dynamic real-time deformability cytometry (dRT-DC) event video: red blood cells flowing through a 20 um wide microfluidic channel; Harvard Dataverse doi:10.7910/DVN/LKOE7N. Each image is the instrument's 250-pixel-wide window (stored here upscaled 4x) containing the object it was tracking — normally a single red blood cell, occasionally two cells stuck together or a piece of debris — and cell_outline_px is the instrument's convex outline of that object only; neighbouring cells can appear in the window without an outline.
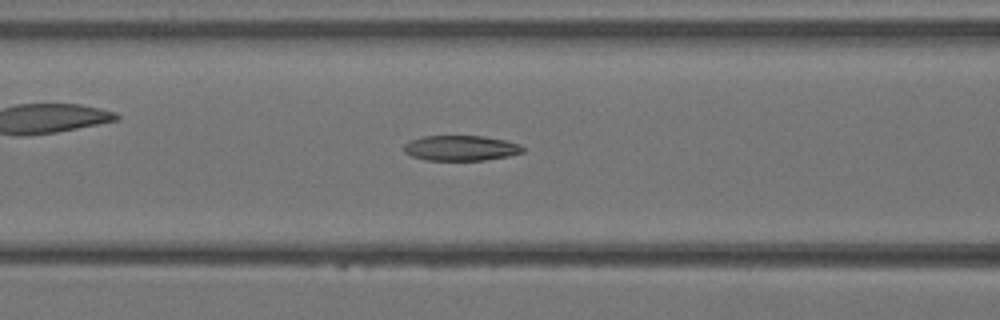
{"species": "Egyptian fruit bat (a non-hibernating species)", "species_latin": "Rousettus aegyptiacus", "temperature_condition": "warm", "stored_images_in_passage": 36, "camera_frame_rate_fps": 3000, "um_per_image_px": 0.085, "animal": {"sex": "female"}, "frame": {"image": 1, "passage_image": 14, "time_ms": 4.333, "image_size_px": [1000, 320], "cell_outline_px": [[524, 152], [508, 156], [484, 160], [428, 160], [412, 156], [404, 152], [404, 144], [420, 136], [484, 136], [504, 140], [520, 144], [524, 148]], "centroid_in_image_um": [39.18, 12.58], "position_along_channel_um": 127.4, "area_um2": 17.46}}
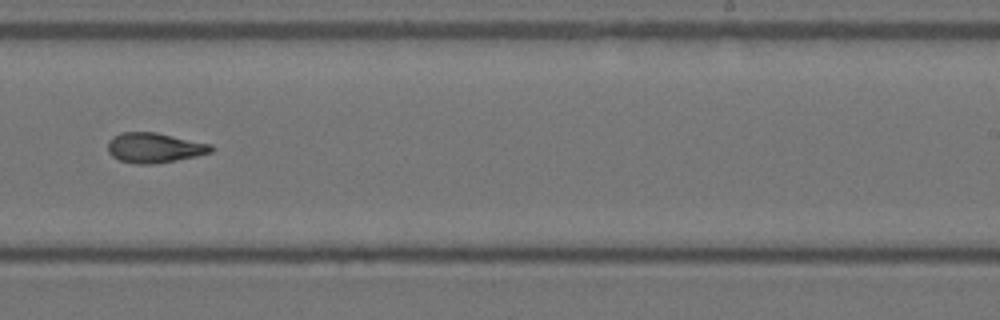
{"frame": {"image": 2, "passage_image": 22, "time_ms": 7.0, "image_size_px": [1000, 320], "cell_outline_px": [[212, 152], [196, 156], [176, 160], [152, 164], [136, 164], [120, 160], [112, 156], [108, 152], [108, 140], [112, 136], [120, 132], [156, 132], [212, 144]], "centroid_in_image_um": [13.1, 12.55], "position_along_channel_um": 275.9, "area_um2": 18.09}}
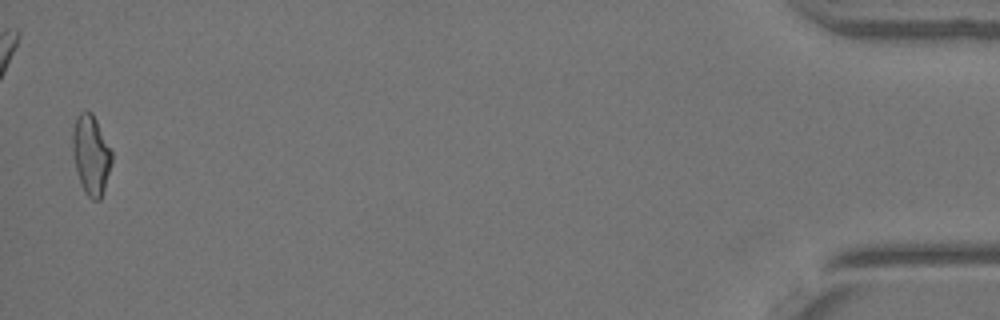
{"frame": {"image": 3, "passage_image": 35, "time_ms": 11.333, "image_size_px": [1000, 320], "cell_outline_px": [[112, 164], [100, 200], [92, 200], [84, 192], [76, 168], [72, 152], [72, 132], [76, 116], [80, 112], [92, 112], [112, 152]], "centroid_in_image_um": [7.73, 13.16], "position_along_channel_um": 427.5, "area_um2": 18.03}}